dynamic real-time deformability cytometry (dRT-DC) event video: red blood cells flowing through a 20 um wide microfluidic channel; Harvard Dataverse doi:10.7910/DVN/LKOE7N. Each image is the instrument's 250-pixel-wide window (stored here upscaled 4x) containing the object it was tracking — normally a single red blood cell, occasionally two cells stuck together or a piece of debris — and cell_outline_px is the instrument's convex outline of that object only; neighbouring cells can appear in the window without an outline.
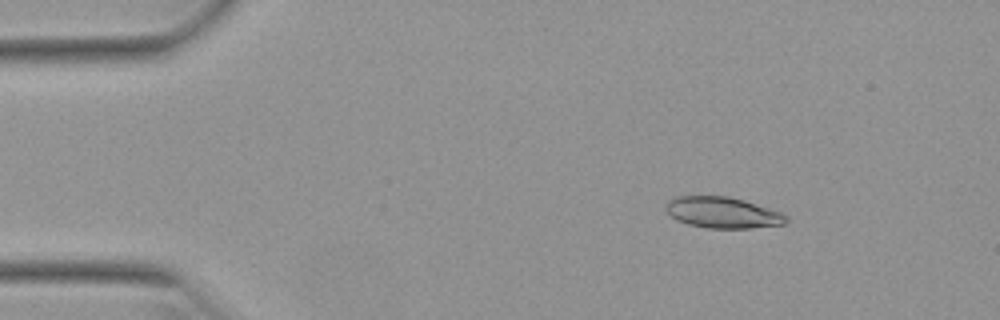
{"species": "Egyptian fruit bat (a non-hibernating species)", "species_latin": "Rousettus aegyptiacus", "temperature_condition": "warm", "stored_images_in_passage": 52, "camera_frame_rate_fps": 3000, "um_per_image_px": 0.085, "animal": {"sex": "female"}, "frame": {"image": 1, "passage_image": 8, "time_ms": 2.333, "image_size_px": [1000, 320], "cell_outline_px": [[788, 220], [784, 224], [752, 228], [708, 228], [688, 224], [676, 220], [664, 208], [664, 204], [668, 200], [676, 196], [728, 196], [744, 200], [780, 212], [788, 216]], "centroid_in_image_um": [61.4, 18.06], "position_along_channel_um": 23.6, "area_um2": 21.85}}
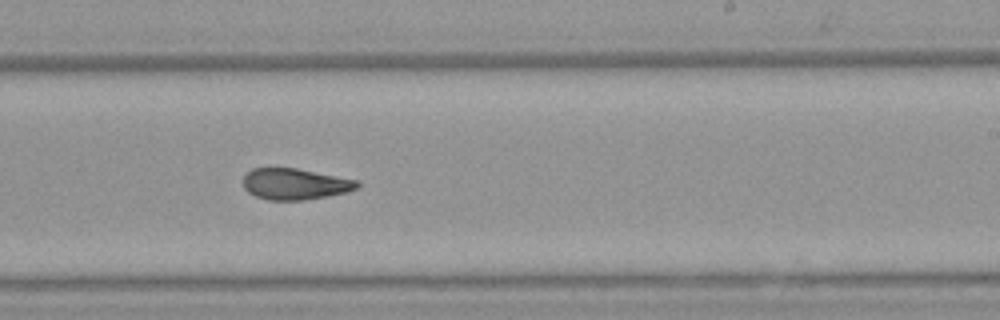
{"frame": {"image": 2, "passage_image": 32, "time_ms": 10.333, "image_size_px": [1000, 320], "cell_outline_px": [[360, 184], [356, 188], [348, 192], [328, 196], [304, 200], [268, 200], [256, 196], [248, 192], [244, 188], [244, 176], [252, 168], [296, 168], [360, 180]], "centroid_in_image_um": [25.11, 15.64], "position_along_channel_um": 263.9, "area_um2": 20.81}}
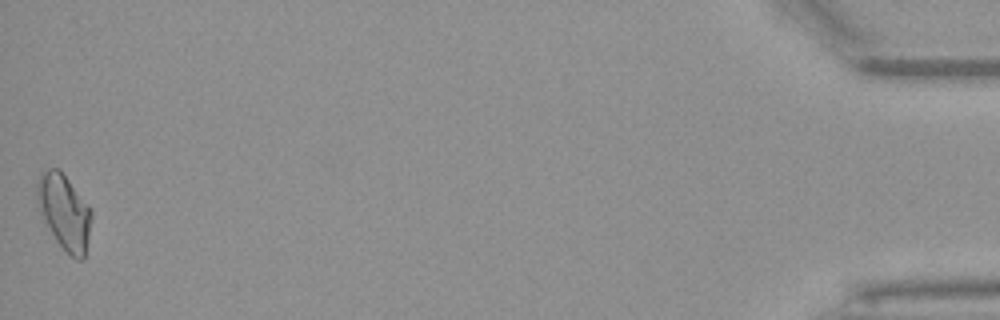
{"frame": {"image": 3, "passage_image": 52, "time_ms": 17.0, "image_size_px": [1000, 320], "cell_outline_px": [[92, 216], [84, 260], [76, 260], [56, 240], [44, 220], [40, 212], [36, 200], [36, 184], [40, 172], [48, 168], [60, 168], [88, 204], [92, 212]], "centroid_in_image_um": [5.45, 17.96], "position_along_channel_um": 429.7, "area_um2": 23.87}, "authors_computed_cell_mechanics": {"area_um2": 21.8195, "velocity_mm_per_s": 3.9603, "shape_relaxation_time_tau1_ms": 10.8854, "shape_relaxation_time_tau2_ms": 2.8259, "deformation_change_tau1": 0.258, "deformation_change_tau2": 0.0804}}